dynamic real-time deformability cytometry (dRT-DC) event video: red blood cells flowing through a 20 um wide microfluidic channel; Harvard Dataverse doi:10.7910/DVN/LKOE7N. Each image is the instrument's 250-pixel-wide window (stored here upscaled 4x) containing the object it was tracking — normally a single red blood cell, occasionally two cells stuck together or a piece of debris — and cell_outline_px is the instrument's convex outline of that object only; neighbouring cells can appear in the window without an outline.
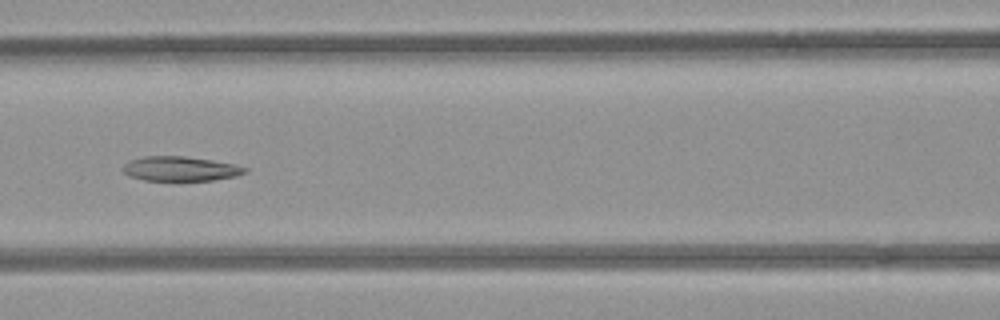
{"species": "common noctule bat (a hibernating species)", "species_latin": "Nyctalus noctula", "temperature_condition": "room temperature", "stored_images_in_passage": 9, "camera_frame_rate_fps": 3000, "um_per_image_px": 0.085, "animal": {"sex": "female", "body_mass_g": 21.9}, "frame": {"image": 1, "passage_image": 6, "time_ms": 7.0, "image_size_px": [1000, 320], "cell_outline_px": [[248, 172], [236, 176], [212, 180], [144, 180], [128, 176], [124, 172], [124, 164], [132, 160], [144, 156], [184, 156], [212, 160], [232, 164], [248, 168]], "centroid_in_image_um": [15.35, 14.34], "position_along_channel_um": 151.3, "area_um2": 17.28}}
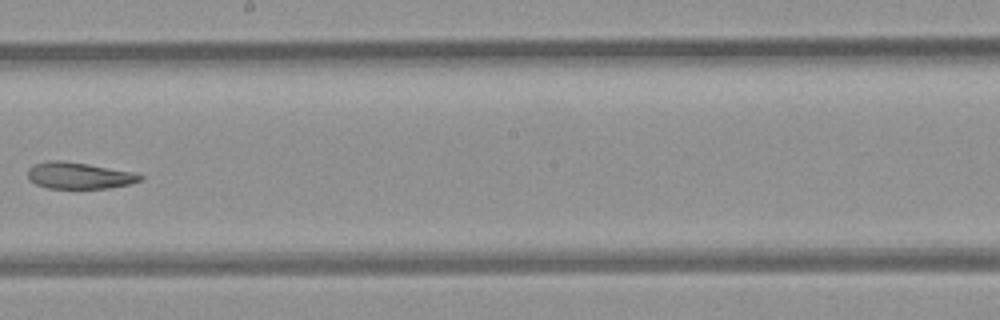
{"frame": {"image": 2, "passage_image": 8, "time_ms": 9.333, "image_size_px": [1000, 320], "cell_outline_px": [[144, 176], [140, 180], [132, 184], [108, 188], [48, 188], [36, 184], [28, 180], [28, 168], [32, 164], [48, 160], [60, 160], [88, 164], [132, 172]], "centroid_in_image_um": [6.68, 14.92], "position_along_channel_um": 241.5, "area_um2": 17.4}}
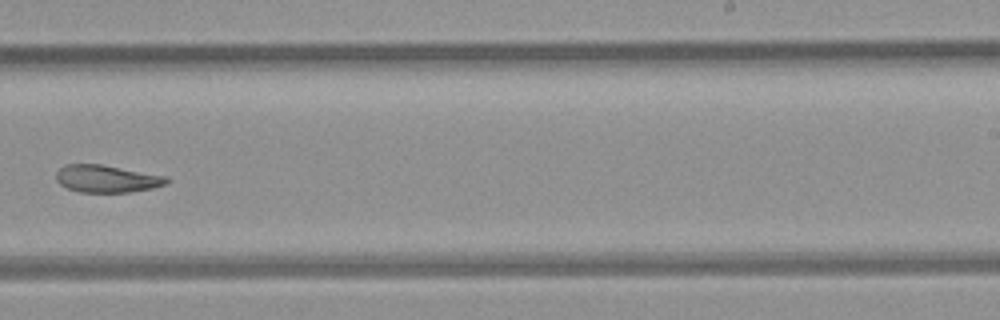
{"frame": {"image": 3, "passage_image": 9, "time_ms": 10.333, "image_size_px": [1000, 320], "cell_outline_px": [[168, 180], [164, 184], [152, 188], [132, 192], [80, 192], [68, 188], [60, 184], [56, 180], [56, 172], [64, 164], [100, 164], [168, 176]], "centroid_in_image_um": [9.06, 15.19], "position_along_channel_um": 279.9, "area_um2": 17.57}}